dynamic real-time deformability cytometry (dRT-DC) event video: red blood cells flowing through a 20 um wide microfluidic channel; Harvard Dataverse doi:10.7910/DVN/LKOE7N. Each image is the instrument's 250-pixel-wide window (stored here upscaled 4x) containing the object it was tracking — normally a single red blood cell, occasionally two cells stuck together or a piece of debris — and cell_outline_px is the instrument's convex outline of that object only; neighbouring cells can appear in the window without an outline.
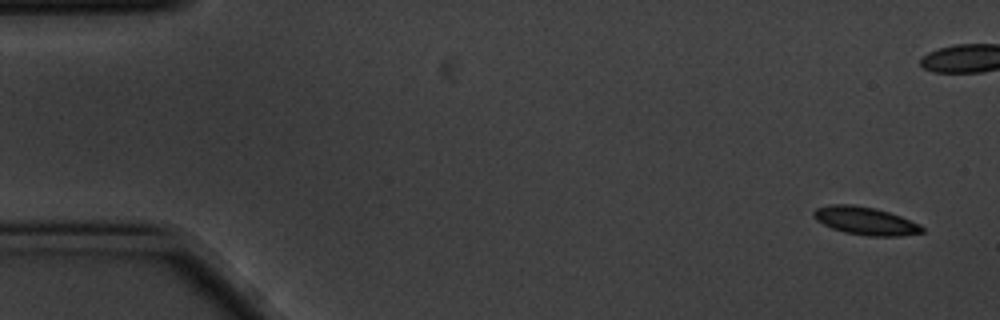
{"species": "common noctule bat (a hibernating species)", "species_latin": "Nyctalus noctula", "temperature_condition": "cold", "stored_images_in_passage": 6, "camera_frame_rate_fps": 3000, "um_per_image_px": 0.085, "animal": {"sex": "male", "body_mass_g": 20.1, "forearm_length_mm": 53.5}, "frame": {"image": 1, "passage_image": 1, "time_ms": 0.0, "image_size_px": [1000, 320], "cell_outline_px": [[924, 232], [900, 236], [868, 236], [844, 232], [832, 228], [816, 220], [812, 216], [812, 212], [816, 208], [828, 204], [852, 204], [876, 208], [900, 216], [920, 224], [924, 228]], "centroid_in_image_um": [73.54, 18.76], "position_along_channel_um": 11.5, "area_um2": 17.74}}